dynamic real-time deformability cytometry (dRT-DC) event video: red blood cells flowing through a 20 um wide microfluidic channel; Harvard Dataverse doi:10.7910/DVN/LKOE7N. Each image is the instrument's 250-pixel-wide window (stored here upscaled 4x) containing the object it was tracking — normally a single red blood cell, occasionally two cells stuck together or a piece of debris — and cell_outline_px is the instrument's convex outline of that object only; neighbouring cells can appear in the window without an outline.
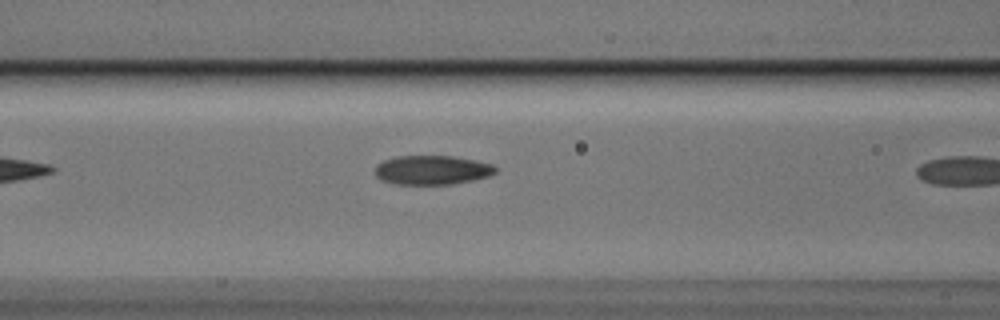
{"species": "Egyptian fruit bat (a non-hibernating species)", "species_latin": "Rousettus aegyptiacus", "temperature_condition": "cold", "stored_images_in_passage": 4, "camera_frame_rate_fps": 3000, "um_per_image_px": 0.085, "animal": {"sex": "male"}, "frame": {"image": 1, "passage_image": 3, "time_ms": 0.667, "image_size_px": [1000, 320], "cell_outline_px": [[496, 172], [488, 176], [472, 180], [452, 184], [396, 184], [380, 180], [376, 176], [376, 164], [384, 160], [396, 156], [452, 156], [492, 164], [496, 168]], "centroid_in_image_um": [36.69, 14.45], "position_along_channel_um": 129.9, "area_um2": 20.35}}